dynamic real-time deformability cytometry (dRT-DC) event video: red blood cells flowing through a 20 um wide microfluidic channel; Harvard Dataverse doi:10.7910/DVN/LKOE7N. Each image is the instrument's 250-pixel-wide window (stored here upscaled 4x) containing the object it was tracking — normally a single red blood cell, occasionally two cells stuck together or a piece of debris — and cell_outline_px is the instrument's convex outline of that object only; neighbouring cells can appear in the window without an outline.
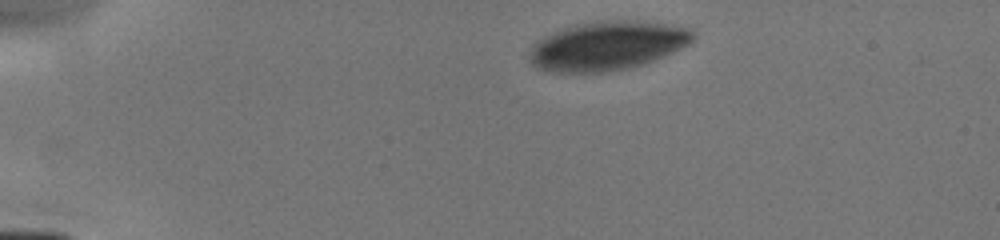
{"species": "human", "species_latin": "Homo sapiens", "temperature_condition": "cold", "stored_images_in_passage": 6, "camera_frame_rate_fps": 3000, "um_per_image_px": 0.085, "donor": {"sex": "male"}, "frame": {"image": 1, "passage_image": 1, "time_ms": 0.0, "image_size_px": [1000, 240], "cell_outline_px": [[696, 36], [688, 44], [680, 48], [644, 64], [628, 68], [604, 72], [556, 72], [540, 68], [532, 64], [532, 48], [536, 40], [552, 32], [576, 24], [600, 20], [644, 20], [692, 28], [696, 32]], "centroid_in_image_um": [51.68, 3.86], "position_along_channel_um": 33.3, "area_um2": 46.53}}
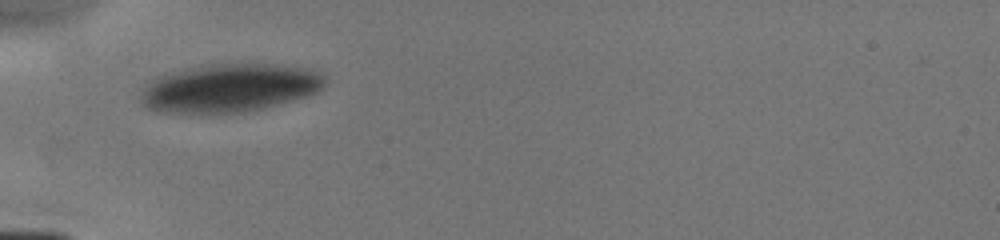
{"frame": {"image": 2, "passage_image": 4, "time_ms": 2.333, "image_size_px": [1000, 240], "cell_outline_px": [[328, 80], [324, 88], [316, 92], [304, 96], [264, 108], [244, 112], [156, 112], [140, 104], [140, 88], [144, 84], [168, 72], [184, 68], [208, 64], [236, 60], [280, 64], [312, 68], [320, 72]], "centroid_in_image_um": [19.52, 7.41], "position_along_channel_um": 65.5, "area_um2": 53.35}}
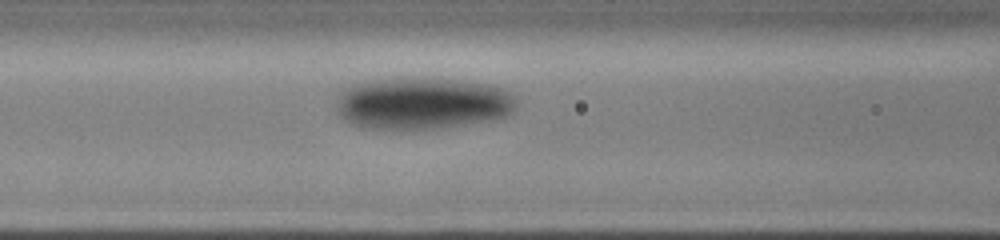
{"frame": {"image": 3, "passage_image": 6, "time_ms": 4.0, "image_size_px": [1000, 240], "cell_outline_px": [[516, 108], [508, 116], [496, 120], [432, 128], [368, 128], [352, 124], [340, 116], [336, 100], [340, 92], [344, 88], [352, 84], [364, 80], [392, 76], [424, 76], [468, 80], [492, 84], [512, 92], [516, 100]], "centroid_in_image_um": [35.93, 8.71], "position_along_channel_um": 130.7, "area_um2": 56.01}}